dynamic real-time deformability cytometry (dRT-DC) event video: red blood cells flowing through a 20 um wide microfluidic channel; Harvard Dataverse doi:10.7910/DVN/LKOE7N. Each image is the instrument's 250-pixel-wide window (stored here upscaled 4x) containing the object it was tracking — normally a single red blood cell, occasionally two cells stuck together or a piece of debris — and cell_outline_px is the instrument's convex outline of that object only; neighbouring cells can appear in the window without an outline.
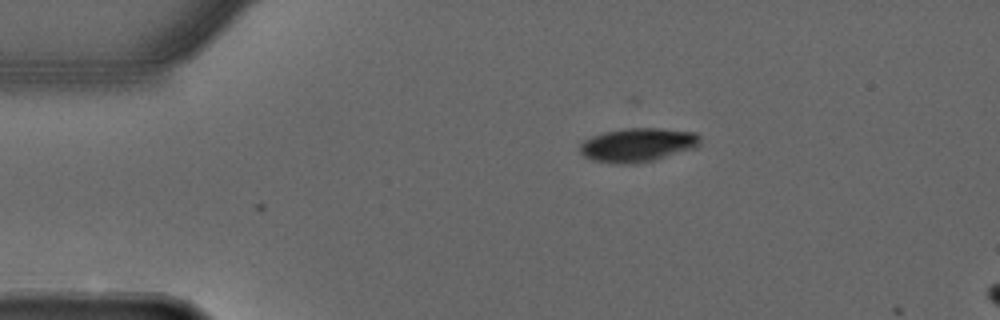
{"species": "common noctule bat (a hibernating species)", "species_latin": "Nyctalus noctula", "temperature_condition": "warm", "stored_images_in_passage": 2, "camera_frame_rate_fps": 3000, "um_per_image_px": 0.085, "animal": {"sex": "male", "forearm_length_mm": 52.5}, "frame": {"image": 1, "passage_image": 1, "time_ms": 0.0, "image_size_px": [1000, 320], "cell_outline_px": [[700, 144], [696, 148], [652, 160], [636, 164], [616, 164], [592, 160], [584, 156], [580, 152], [580, 144], [584, 140], [592, 136], [604, 132], [624, 128], [660, 128], [696, 132], [700, 136]], "centroid_in_image_um": [54.21, 12.31], "position_along_channel_um": 30.8, "area_um2": 23.81}}